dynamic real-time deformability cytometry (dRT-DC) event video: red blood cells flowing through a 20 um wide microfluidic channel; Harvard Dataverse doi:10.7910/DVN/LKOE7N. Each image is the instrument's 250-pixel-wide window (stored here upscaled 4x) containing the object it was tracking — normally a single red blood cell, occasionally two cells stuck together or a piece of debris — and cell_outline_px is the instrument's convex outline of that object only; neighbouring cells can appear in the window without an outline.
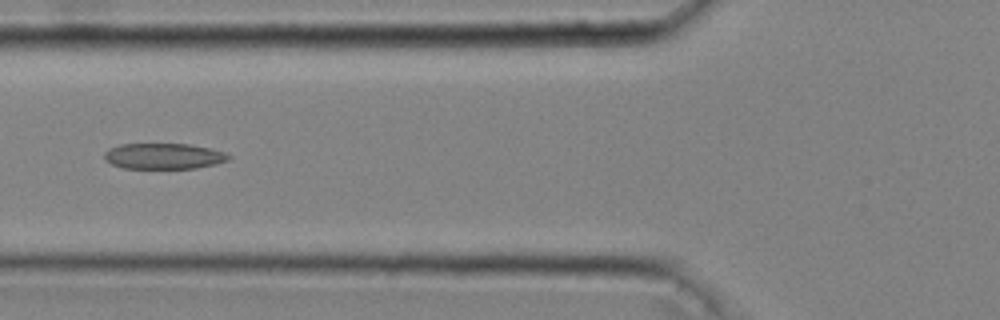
{"species": "common noctule bat (a hibernating species)", "species_latin": "Nyctalus noctula", "temperature_condition": "cold", "stored_images_in_passage": 34, "camera_frame_rate_fps": 3000, "um_per_image_px": 0.085, "animal": {"sex": "male", "body_mass_g": 20.4}, "frame": {"image": 1, "passage_image": 5, "time_ms": 1.333, "image_size_px": [1000, 320], "cell_outline_px": [[232, 156], [228, 160], [216, 164], [196, 168], [124, 168], [112, 164], [104, 160], [104, 152], [108, 148], [120, 144], [188, 144], [208, 148], [224, 152]], "centroid_in_image_um": [13.89, 13.27], "position_along_channel_um": 111.9, "area_um2": 18.67}}
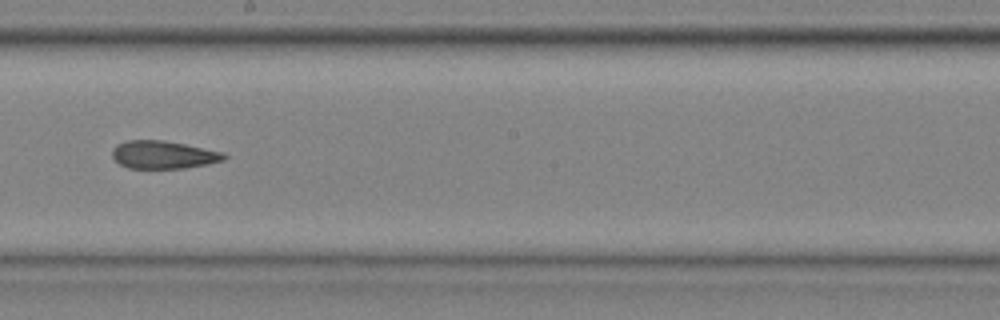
{"frame": {"image": 2, "passage_image": 14, "time_ms": 4.333, "image_size_px": [1000, 320], "cell_outline_px": [[228, 156], [224, 160], [208, 164], [184, 168], [128, 168], [120, 164], [112, 156], [112, 148], [116, 144], [128, 140], [164, 140], [224, 152]], "centroid_in_image_um": [13.88, 13.15], "position_along_channel_um": 234.3, "area_um2": 18.21}}
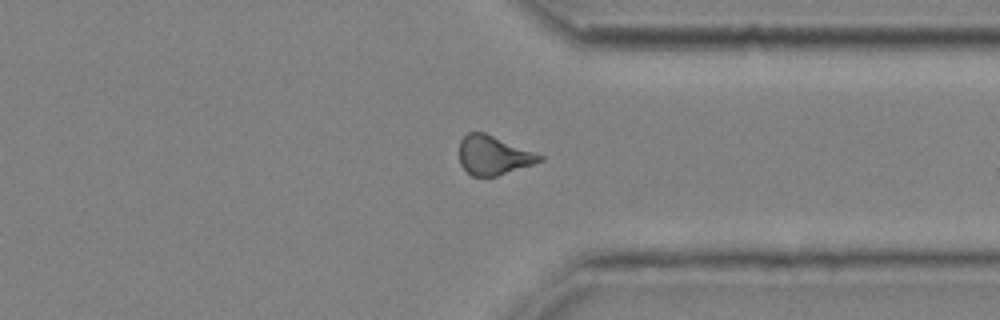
{"frame": {"image": 3, "passage_image": 24, "time_ms": 7.667, "image_size_px": [1000, 320], "cell_outline_px": [[544, 160], [496, 176], [472, 176], [460, 164], [460, 140], [468, 132], [484, 132], [544, 156]], "centroid_in_image_um": [41.92, 13.19], "position_along_channel_um": 369.5, "area_um2": 17.98}, "authors_computed_cell_mechanics": {"area_um2": 18.496, "velocity_mm_per_s": 4.0855, "shape_relaxation_time_tau1_ms": null, "shape_relaxation_time_tau2_ms": 2.0374, "deformation_change_tau1": null, "deformation_change_tau2": 0.1047}}